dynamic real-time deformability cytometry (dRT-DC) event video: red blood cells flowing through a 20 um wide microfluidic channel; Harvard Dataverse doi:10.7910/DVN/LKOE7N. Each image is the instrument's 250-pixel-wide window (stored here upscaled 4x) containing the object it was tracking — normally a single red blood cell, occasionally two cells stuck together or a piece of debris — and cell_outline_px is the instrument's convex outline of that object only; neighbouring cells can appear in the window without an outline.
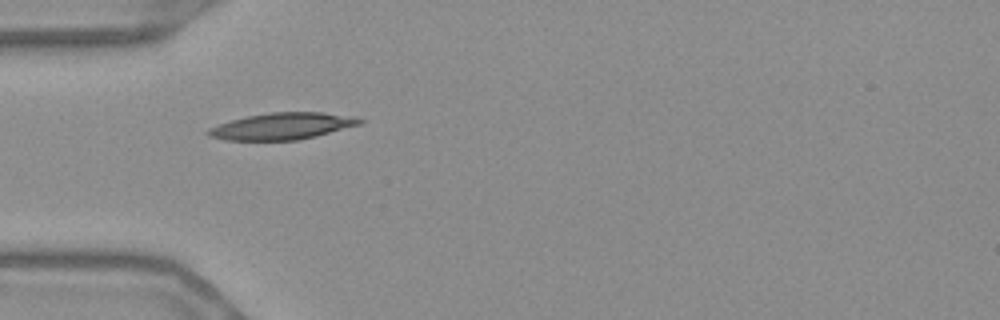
{"species": "Egyptian fruit bat (a non-hibernating species)", "species_latin": "Rousettus aegyptiacus", "temperature_condition": "warm", "stored_images_in_passage": 39, "camera_frame_rate_fps": 3000, "um_per_image_px": 0.085, "frame": {"image": 1, "passage_image": 1, "time_ms": 0.0, "image_size_px": [1000, 320], "cell_outline_px": [[364, 120], [360, 124], [316, 136], [296, 140], [224, 140], [208, 136], [204, 132], [208, 128], [232, 120], [248, 116], [272, 112], [320, 112], [356, 116]], "centroid_in_image_um": [23.98, 10.72], "position_along_channel_um": 61.0, "area_um2": 23.47}}
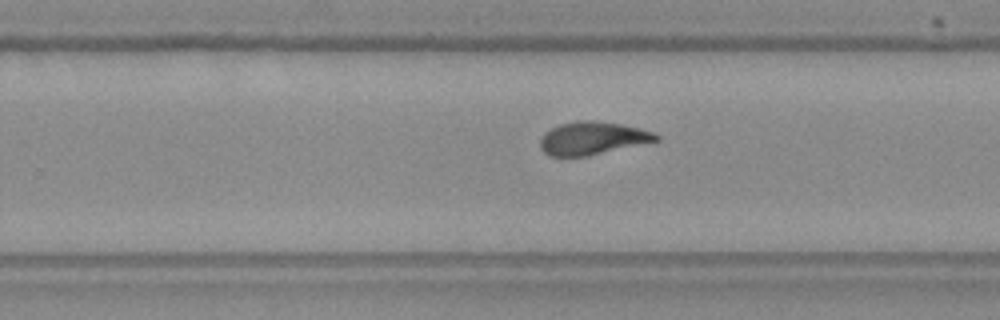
{"frame": {"image": 2, "passage_image": 19, "time_ms": 6.0, "image_size_px": [1000, 320], "cell_outline_px": [[660, 140], [588, 156], [548, 156], [540, 148], [540, 140], [544, 132], [560, 124], [576, 120], [596, 120], [620, 124], [652, 132], [660, 136]], "centroid_in_image_um": [50.32, 11.75], "position_along_channel_um": 279.5, "area_um2": 22.2}}
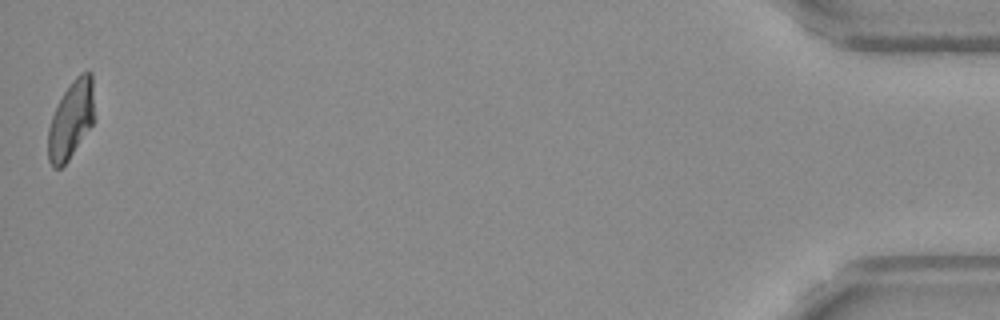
{"frame": {"image": 3, "passage_image": 39, "time_ms": 12.667, "image_size_px": [1000, 320], "cell_outline_px": [[96, 120], [68, 160], [60, 168], [52, 168], [48, 160], [48, 128], [52, 116], [64, 92], [72, 80], [80, 72], [88, 68], [92, 72]], "centroid_in_image_um": [6.09, 10.13], "position_along_channel_um": 429.1, "area_um2": 21.5}, "authors_computed_cell_mechanics": {"area_um2": 22.253, "velocity_mm_per_s": 3.6673, "shape_relaxation_time_tau1_ms": 5.4867, "shape_relaxation_time_tau2_ms": 1.6145, "deformation_change_tau1": 0.1957, "deformation_change_tau2": 0.0758}}